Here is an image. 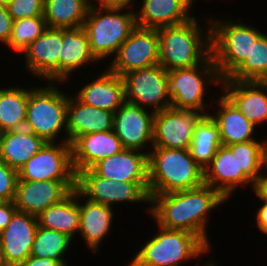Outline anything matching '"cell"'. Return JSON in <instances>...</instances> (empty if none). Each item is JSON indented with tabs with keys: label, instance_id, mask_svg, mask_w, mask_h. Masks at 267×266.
<instances>
[{
	"label": "cell",
	"instance_id": "obj_1",
	"mask_svg": "<svg viewBox=\"0 0 267 266\" xmlns=\"http://www.w3.org/2000/svg\"><path fill=\"white\" fill-rule=\"evenodd\" d=\"M227 200L211 186L154 195L150 215L157 225L169 230H184L197 235L209 248L207 219L209 213Z\"/></svg>",
	"mask_w": 267,
	"mask_h": 266
},
{
	"label": "cell",
	"instance_id": "obj_2",
	"mask_svg": "<svg viewBox=\"0 0 267 266\" xmlns=\"http://www.w3.org/2000/svg\"><path fill=\"white\" fill-rule=\"evenodd\" d=\"M206 18V29L195 15L185 23L158 28V64L169 72L204 63L212 55L211 23Z\"/></svg>",
	"mask_w": 267,
	"mask_h": 266
},
{
	"label": "cell",
	"instance_id": "obj_3",
	"mask_svg": "<svg viewBox=\"0 0 267 266\" xmlns=\"http://www.w3.org/2000/svg\"><path fill=\"white\" fill-rule=\"evenodd\" d=\"M150 199L154 195L190 190L204 184V169L189 149L153 147L148 151Z\"/></svg>",
	"mask_w": 267,
	"mask_h": 266
},
{
	"label": "cell",
	"instance_id": "obj_4",
	"mask_svg": "<svg viewBox=\"0 0 267 266\" xmlns=\"http://www.w3.org/2000/svg\"><path fill=\"white\" fill-rule=\"evenodd\" d=\"M124 10L90 5L82 28L89 39L91 52L99 62L115 55L137 27L135 10Z\"/></svg>",
	"mask_w": 267,
	"mask_h": 266
},
{
	"label": "cell",
	"instance_id": "obj_5",
	"mask_svg": "<svg viewBox=\"0 0 267 266\" xmlns=\"http://www.w3.org/2000/svg\"><path fill=\"white\" fill-rule=\"evenodd\" d=\"M68 97L56 82H49L45 87L29 88L24 128L45 142H57L58 135L63 131L65 136L62 141L67 142Z\"/></svg>",
	"mask_w": 267,
	"mask_h": 266
},
{
	"label": "cell",
	"instance_id": "obj_6",
	"mask_svg": "<svg viewBox=\"0 0 267 266\" xmlns=\"http://www.w3.org/2000/svg\"><path fill=\"white\" fill-rule=\"evenodd\" d=\"M158 227L130 261L134 266H179L181 262L201 258L210 248L195 234Z\"/></svg>",
	"mask_w": 267,
	"mask_h": 266
},
{
	"label": "cell",
	"instance_id": "obj_7",
	"mask_svg": "<svg viewBox=\"0 0 267 266\" xmlns=\"http://www.w3.org/2000/svg\"><path fill=\"white\" fill-rule=\"evenodd\" d=\"M225 20L210 17L212 57L222 80L245 61L253 42L263 34L253 25Z\"/></svg>",
	"mask_w": 267,
	"mask_h": 266
},
{
	"label": "cell",
	"instance_id": "obj_8",
	"mask_svg": "<svg viewBox=\"0 0 267 266\" xmlns=\"http://www.w3.org/2000/svg\"><path fill=\"white\" fill-rule=\"evenodd\" d=\"M216 64L212 55L195 67L175 69L168 72L167 96L171 107L177 109H196L209 115L204 103L207 86L221 85Z\"/></svg>",
	"mask_w": 267,
	"mask_h": 266
},
{
	"label": "cell",
	"instance_id": "obj_9",
	"mask_svg": "<svg viewBox=\"0 0 267 266\" xmlns=\"http://www.w3.org/2000/svg\"><path fill=\"white\" fill-rule=\"evenodd\" d=\"M76 190L89 201L111 207L117 203L145 202L149 204L150 214L148 182L111 181L98 176L92 169H85L76 174Z\"/></svg>",
	"mask_w": 267,
	"mask_h": 266
},
{
	"label": "cell",
	"instance_id": "obj_10",
	"mask_svg": "<svg viewBox=\"0 0 267 266\" xmlns=\"http://www.w3.org/2000/svg\"><path fill=\"white\" fill-rule=\"evenodd\" d=\"M166 71L159 64L128 72L122 76L126 102L158 112L171 107L167 96ZM153 107V108H152Z\"/></svg>",
	"mask_w": 267,
	"mask_h": 266
},
{
	"label": "cell",
	"instance_id": "obj_11",
	"mask_svg": "<svg viewBox=\"0 0 267 266\" xmlns=\"http://www.w3.org/2000/svg\"><path fill=\"white\" fill-rule=\"evenodd\" d=\"M18 180L76 181L70 143L46 142L18 170Z\"/></svg>",
	"mask_w": 267,
	"mask_h": 266
},
{
	"label": "cell",
	"instance_id": "obj_12",
	"mask_svg": "<svg viewBox=\"0 0 267 266\" xmlns=\"http://www.w3.org/2000/svg\"><path fill=\"white\" fill-rule=\"evenodd\" d=\"M204 114L196 109L169 107L155 112L153 118V147L189 149L194 128Z\"/></svg>",
	"mask_w": 267,
	"mask_h": 266
},
{
	"label": "cell",
	"instance_id": "obj_13",
	"mask_svg": "<svg viewBox=\"0 0 267 266\" xmlns=\"http://www.w3.org/2000/svg\"><path fill=\"white\" fill-rule=\"evenodd\" d=\"M111 58L112 62L107 69L121 77L133 70L158 64L159 39L157 29L137 26Z\"/></svg>",
	"mask_w": 267,
	"mask_h": 266
},
{
	"label": "cell",
	"instance_id": "obj_14",
	"mask_svg": "<svg viewBox=\"0 0 267 266\" xmlns=\"http://www.w3.org/2000/svg\"><path fill=\"white\" fill-rule=\"evenodd\" d=\"M147 110L125 101L114 112L113 131L120 139L123 148L141 151L143 148L150 149L151 146L152 149L155 113Z\"/></svg>",
	"mask_w": 267,
	"mask_h": 266
},
{
	"label": "cell",
	"instance_id": "obj_15",
	"mask_svg": "<svg viewBox=\"0 0 267 266\" xmlns=\"http://www.w3.org/2000/svg\"><path fill=\"white\" fill-rule=\"evenodd\" d=\"M63 29L47 28L45 32L23 50L25 68L36 78L59 82V54Z\"/></svg>",
	"mask_w": 267,
	"mask_h": 266
},
{
	"label": "cell",
	"instance_id": "obj_16",
	"mask_svg": "<svg viewBox=\"0 0 267 266\" xmlns=\"http://www.w3.org/2000/svg\"><path fill=\"white\" fill-rule=\"evenodd\" d=\"M76 189V181L18 180L14 204L17 210L38 216Z\"/></svg>",
	"mask_w": 267,
	"mask_h": 266
},
{
	"label": "cell",
	"instance_id": "obj_17",
	"mask_svg": "<svg viewBox=\"0 0 267 266\" xmlns=\"http://www.w3.org/2000/svg\"><path fill=\"white\" fill-rule=\"evenodd\" d=\"M36 216L16 210L7 227L0 232L6 263L20 266L31 254L38 227Z\"/></svg>",
	"mask_w": 267,
	"mask_h": 266
},
{
	"label": "cell",
	"instance_id": "obj_18",
	"mask_svg": "<svg viewBox=\"0 0 267 266\" xmlns=\"http://www.w3.org/2000/svg\"><path fill=\"white\" fill-rule=\"evenodd\" d=\"M204 184L217 190L226 200L242 185H254L240 169L239 156L223 145L204 169Z\"/></svg>",
	"mask_w": 267,
	"mask_h": 266
},
{
	"label": "cell",
	"instance_id": "obj_19",
	"mask_svg": "<svg viewBox=\"0 0 267 266\" xmlns=\"http://www.w3.org/2000/svg\"><path fill=\"white\" fill-rule=\"evenodd\" d=\"M224 95L258 127L267 122V85L260 81L223 79Z\"/></svg>",
	"mask_w": 267,
	"mask_h": 266
},
{
	"label": "cell",
	"instance_id": "obj_20",
	"mask_svg": "<svg viewBox=\"0 0 267 266\" xmlns=\"http://www.w3.org/2000/svg\"><path fill=\"white\" fill-rule=\"evenodd\" d=\"M138 151L124 148L100 160L91 169L111 181L148 182V150Z\"/></svg>",
	"mask_w": 267,
	"mask_h": 266
},
{
	"label": "cell",
	"instance_id": "obj_21",
	"mask_svg": "<svg viewBox=\"0 0 267 266\" xmlns=\"http://www.w3.org/2000/svg\"><path fill=\"white\" fill-rule=\"evenodd\" d=\"M70 145L72 164L76 174L82 170L91 169L100 160L124 149L113 130L83 134Z\"/></svg>",
	"mask_w": 267,
	"mask_h": 266
},
{
	"label": "cell",
	"instance_id": "obj_22",
	"mask_svg": "<svg viewBox=\"0 0 267 266\" xmlns=\"http://www.w3.org/2000/svg\"><path fill=\"white\" fill-rule=\"evenodd\" d=\"M114 113L84 104L69 94L67 106V142L83 134L113 130Z\"/></svg>",
	"mask_w": 267,
	"mask_h": 266
},
{
	"label": "cell",
	"instance_id": "obj_23",
	"mask_svg": "<svg viewBox=\"0 0 267 266\" xmlns=\"http://www.w3.org/2000/svg\"><path fill=\"white\" fill-rule=\"evenodd\" d=\"M142 3L140 9L135 10L138 27L158 29L182 24L194 17L190 15L192 0H142Z\"/></svg>",
	"mask_w": 267,
	"mask_h": 266
},
{
	"label": "cell",
	"instance_id": "obj_24",
	"mask_svg": "<svg viewBox=\"0 0 267 266\" xmlns=\"http://www.w3.org/2000/svg\"><path fill=\"white\" fill-rule=\"evenodd\" d=\"M105 69L73 96L84 104L114 113L126 101L124 81L120 75Z\"/></svg>",
	"mask_w": 267,
	"mask_h": 266
},
{
	"label": "cell",
	"instance_id": "obj_25",
	"mask_svg": "<svg viewBox=\"0 0 267 266\" xmlns=\"http://www.w3.org/2000/svg\"><path fill=\"white\" fill-rule=\"evenodd\" d=\"M217 102L219 106L217 113L209 115L218 125L223 146L256 140L253 135L256 132V125L248 120L224 94Z\"/></svg>",
	"mask_w": 267,
	"mask_h": 266
},
{
	"label": "cell",
	"instance_id": "obj_26",
	"mask_svg": "<svg viewBox=\"0 0 267 266\" xmlns=\"http://www.w3.org/2000/svg\"><path fill=\"white\" fill-rule=\"evenodd\" d=\"M86 200L81 204L79 201L80 211V226L78 233L81 235L87 246L94 252L99 250L100 243L105 239L111 230L112 221L114 218V208L102 203H96Z\"/></svg>",
	"mask_w": 267,
	"mask_h": 266
},
{
	"label": "cell",
	"instance_id": "obj_27",
	"mask_svg": "<svg viewBox=\"0 0 267 266\" xmlns=\"http://www.w3.org/2000/svg\"><path fill=\"white\" fill-rule=\"evenodd\" d=\"M99 61L91 52L89 39L82 27L63 29V41L59 54V82H67L68 77L86 64Z\"/></svg>",
	"mask_w": 267,
	"mask_h": 266
},
{
	"label": "cell",
	"instance_id": "obj_28",
	"mask_svg": "<svg viewBox=\"0 0 267 266\" xmlns=\"http://www.w3.org/2000/svg\"><path fill=\"white\" fill-rule=\"evenodd\" d=\"M45 143L26 128L0 133V160L18 171Z\"/></svg>",
	"mask_w": 267,
	"mask_h": 266
},
{
	"label": "cell",
	"instance_id": "obj_29",
	"mask_svg": "<svg viewBox=\"0 0 267 266\" xmlns=\"http://www.w3.org/2000/svg\"><path fill=\"white\" fill-rule=\"evenodd\" d=\"M79 199L80 193L76 189L72 190L37 216L38 225L66 234L73 240L80 226Z\"/></svg>",
	"mask_w": 267,
	"mask_h": 266
},
{
	"label": "cell",
	"instance_id": "obj_30",
	"mask_svg": "<svg viewBox=\"0 0 267 266\" xmlns=\"http://www.w3.org/2000/svg\"><path fill=\"white\" fill-rule=\"evenodd\" d=\"M91 0H44L43 17L49 28L82 27Z\"/></svg>",
	"mask_w": 267,
	"mask_h": 266
},
{
	"label": "cell",
	"instance_id": "obj_31",
	"mask_svg": "<svg viewBox=\"0 0 267 266\" xmlns=\"http://www.w3.org/2000/svg\"><path fill=\"white\" fill-rule=\"evenodd\" d=\"M28 105V88L5 87L0 89V133L25 127Z\"/></svg>",
	"mask_w": 267,
	"mask_h": 266
},
{
	"label": "cell",
	"instance_id": "obj_32",
	"mask_svg": "<svg viewBox=\"0 0 267 266\" xmlns=\"http://www.w3.org/2000/svg\"><path fill=\"white\" fill-rule=\"evenodd\" d=\"M222 146L219 128L210 115H204L194 128L189 152L203 168L211 162L218 148Z\"/></svg>",
	"mask_w": 267,
	"mask_h": 266
},
{
	"label": "cell",
	"instance_id": "obj_33",
	"mask_svg": "<svg viewBox=\"0 0 267 266\" xmlns=\"http://www.w3.org/2000/svg\"><path fill=\"white\" fill-rule=\"evenodd\" d=\"M71 242L72 239L66 234L38 226L30 255L68 263L64 260V254L70 250Z\"/></svg>",
	"mask_w": 267,
	"mask_h": 266
},
{
	"label": "cell",
	"instance_id": "obj_34",
	"mask_svg": "<svg viewBox=\"0 0 267 266\" xmlns=\"http://www.w3.org/2000/svg\"><path fill=\"white\" fill-rule=\"evenodd\" d=\"M267 78V34H262L252 44L250 55L227 78L236 81H260Z\"/></svg>",
	"mask_w": 267,
	"mask_h": 266
},
{
	"label": "cell",
	"instance_id": "obj_35",
	"mask_svg": "<svg viewBox=\"0 0 267 266\" xmlns=\"http://www.w3.org/2000/svg\"><path fill=\"white\" fill-rule=\"evenodd\" d=\"M239 156L240 169L254 183L265 170L264 140H251L228 146Z\"/></svg>",
	"mask_w": 267,
	"mask_h": 266
},
{
	"label": "cell",
	"instance_id": "obj_36",
	"mask_svg": "<svg viewBox=\"0 0 267 266\" xmlns=\"http://www.w3.org/2000/svg\"><path fill=\"white\" fill-rule=\"evenodd\" d=\"M48 28L43 16L27 17L13 21V27L7 47L15 53L23 50L41 36Z\"/></svg>",
	"mask_w": 267,
	"mask_h": 266
},
{
	"label": "cell",
	"instance_id": "obj_37",
	"mask_svg": "<svg viewBox=\"0 0 267 266\" xmlns=\"http://www.w3.org/2000/svg\"><path fill=\"white\" fill-rule=\"evenodd\" d=\"M7 9L13 20L43 16L44 0H10Z\"/></svg>",
	"mask_w": 267,
	"mask_h": 266
},
{
	"label": "cell",
	"instance_id": "obj_38",
	"mask_svg": "<svg viewBox=\"0 0 267 266\" xmlns=\"http://www.w3.org/2000/svg\"><path fill=\"white\" fill-rule=\"evenodd\" d=\"M18 171L0 160V201H14Z\"/></svg>",
	"mask_w": 267,
	"mask_h": 266
},
{
	"label": "cell",
	"instance_id": "obj_39",
	"mask_svg": "<svg viewBox=\"0 0 267 266\" xmlns=\"http://www.w3.org/2000/svg\"><path fill=\"white\" fill-rule=\"evenodd\" d=\"M13 21L7 7L0 6V41L5 46L8 44L11 36Z\"/></svg>",
	"mask_w": 267,
	"mask_h": 266
},
{
	"label": "cell",
	"instance_id": "obj_40",
	"mask_svg": "<svg viewBox=\"0 0 267 266\" xmlns=\"http://www.w3.org/2000/svg\"><path fill=\"white\" fill-rule=\"evenodd\" d=\"M16 210L14 201H0V232L7 227Z\"/></svg>",
	"mask_w": 267,
	"mask_h": 266
},
{
	"label": "cell",
	"instance_id": "obj_41",
	"mask_svg": "<svg viewBox=\"0 0 267 266\" xmlns=\"http://www.w3.org/2000/svg\"><path fill=\"white\" fill-rule=\"evenodd\" d=\"M267 172L263 170V173L258 177V179L254 182L253 192H255L257 198L261 201H267Z\"/></svg>",
	"mask_w": 267,
	"mask_h": 266
},
{
	"label": "cell",
	"instance_id": "obj_42",
	"mask_svg": "<svg viewBox=\"0 0 267 266\" xmlns=\"http://www.w3.org/2000/svg\"><path fill=\"white\" fill-rule=\"evenodd\" d=\"M20 266H68V264L30 255Z\"/></svg>",
	"mask_w": 267,
	"mask_h": 266
},
{
	"label": "cell",
	"instance_id": "obj_43",
	"mask_svg": "<svg viewBox=\"0 0 267 266\" xmlns=\"http://www.w3.org/2000/svg\"><path fill=\"white\" fill-rule=\"evenodd\" d=\"M96 2L92 3L94 5H97L99 7L103 8H122V9H127L128 7L131 9V6L133 7V1L135 0H91V2ZM99 3V4H98Z\"/></svg>",
	"mask_w": 267,
	"mask_h": 266
},
{
	"label": "cell",
	"instance_id": "obj_44",
	"mask_svg": "<svg viewBox=\"0 0 267 266\" xmlns=\"http://www.w3.org/2000/svg\"><path fill=\"white\" fill-rule=\"evenodd\" d=\"M262 206L256 212V224L261 233L267 234V201H262Z\"/></svg>",
	"mask_w": 267,
	"mask_h": 266
},
{
	"label": "cell",
	"instance_id": "obj_45",
	"mask_svg": "<svg viewBox=\"0 0 267 266\" xmlns=\"http://www.w3.org/2000/svg\"><path fill=\"white\" fill-rule=\"evenodd\" d=\"M0 266H9L6 263V260H5V257H4V252H3V249H2L1 241H0Z\"/></svg>",
	"mask_w": 267,
	"mask_h": 266
},
{
	"label": "cell",
	"instance_id": "obj_46",
	"mask_svg": "<svg viewBox=\"0 0 267 266\" xmlns=\"http://www.w3.org/2000/svg\"><path fill=\"white\" fill-rule=\"evenodd\" d=\"M265 170L267 169V139H264ZM267 171V170H266Z\"/></svg>",
	"mask_w": 267,
	"mask_h": 266
},
{
	"label": "cell",
	"instance_id": "obj_47",
	"mask_svg": "<svg viewBox=\"0 0 267 266\" xmlns=\"http://www.w3.org/2000/svg\"><path fill=\"white\" fill-rule=\"evenodd\" d=\"M10 0H0V6L7 7Z\"/></svg>",
	"mask_w": 267,
	"mask_h": 266
},
{
	"label": "cell",
	"instance_id": "obj_48",
	"mask_svg": "<svg viewBox=\"0 0 267 266\" xmlns=\"http://www.w3.org/2000/svg\"><path fill=\"white\" fill-rule=\"evenodd\" d=\"M199 266V265H197ZM203 266H217L216 263H214L213 261H208L205 265Z\"/></svg>",
	"mask_w": 267,
	"mask_h": 266
},
{
	"label": "cell",
	"instance_id": "obj_49",
	"mask_svg": "<svg viewBox=\"0 0 267 266\" xmlns=\"http://www.w3.org/2000/svg\"><path fill=\"white\" fill-rule=\"evenodd\" d=\"M263 82L267 85V78Z\"/></svg>",
	"mask_w": 267,
	"mask_h": 266
}]
</instances>
